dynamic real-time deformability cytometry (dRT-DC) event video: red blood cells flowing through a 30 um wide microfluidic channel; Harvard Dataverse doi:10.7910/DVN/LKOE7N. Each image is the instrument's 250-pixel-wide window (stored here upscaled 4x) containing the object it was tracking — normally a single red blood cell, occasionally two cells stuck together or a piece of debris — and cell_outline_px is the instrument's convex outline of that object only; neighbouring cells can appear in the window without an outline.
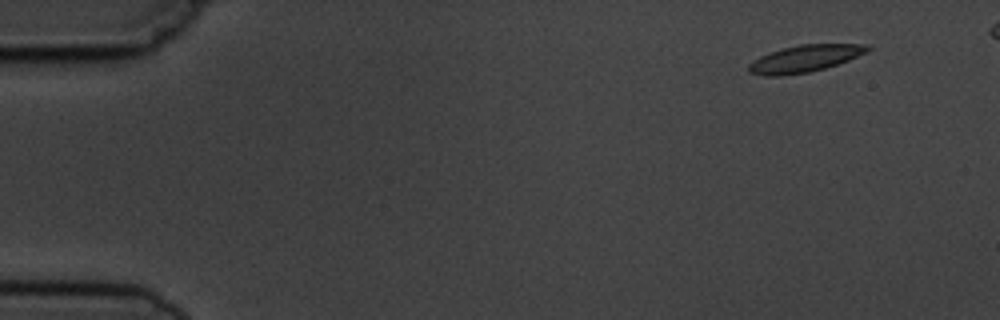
{"species": "common noctule bat (a hibernating species)", "species_latin": "Nyctalus noctula", "temperature_condition": "cold", "stored_images_in_passage": 6, "camera_frame_rate_fps": 3000, "um_per_image_px": 0.085, "animal": {"sex": "male", "body_mass_g": 19.5, "forearm_length_mm": 54.6}, "frame": {"image": 1, "passage_image": 2, "time_ms": 1.0, "image_size_px": [1000, 320], "cell_outline_px": [[872, 48], [868, 52], [848, 60], [824, 68], [808, 72], [780, 76], [764, 76], [748, 72], [748, 64], [752, 60], [768, 52], [800, 44], [868, 44]], "centroid_in_image_um": [68.39, 4.98], "position_along_channel_um": 16.6, "area_um2": 18.73}}